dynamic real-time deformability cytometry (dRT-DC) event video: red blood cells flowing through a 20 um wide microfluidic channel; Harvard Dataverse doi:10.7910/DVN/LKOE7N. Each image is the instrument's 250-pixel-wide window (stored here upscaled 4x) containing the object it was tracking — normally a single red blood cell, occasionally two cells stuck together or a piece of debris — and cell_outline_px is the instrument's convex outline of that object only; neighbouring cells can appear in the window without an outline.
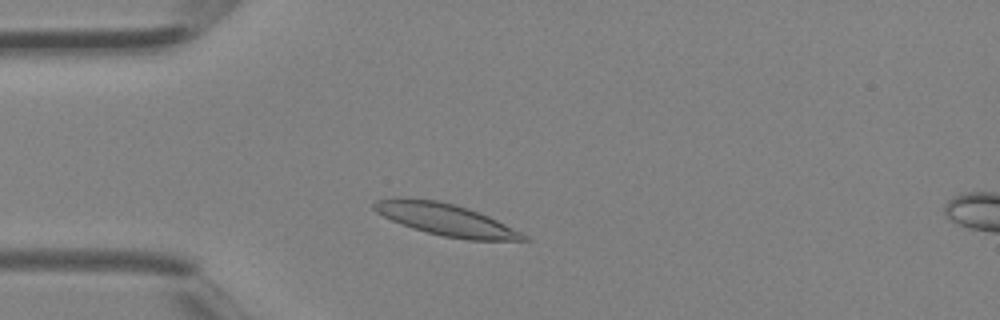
{"species": "Egyptian fruit bat (a non-hibernating species)", "species_latin": "Rousettus aegyptiacus", "temperature_condition": "room temperature", "stored_images_in_passage": 2, "camera_frame_rate_fps": 3000, "um_per_image_px": 0.085, "animal": {"sex": "female"}, "frame": {"image": 1, "passage_image": 1, "time_ms": 0.0, "image_size_px": [1000, 320], "cell_outline_px": [[532, 240], [468, 240], [444, 236], [412, 228], [400, 224], [376, 212], [372, 208], [372, 204], [376, 200], [392, 196], [404, 196], [440, 200], [468, 208], [488, 216], [528, 236]], "centroid_in_image_um": [37.8, 18.63], "position_along_channel_um": 47.2, "area_um2": 28.03}}